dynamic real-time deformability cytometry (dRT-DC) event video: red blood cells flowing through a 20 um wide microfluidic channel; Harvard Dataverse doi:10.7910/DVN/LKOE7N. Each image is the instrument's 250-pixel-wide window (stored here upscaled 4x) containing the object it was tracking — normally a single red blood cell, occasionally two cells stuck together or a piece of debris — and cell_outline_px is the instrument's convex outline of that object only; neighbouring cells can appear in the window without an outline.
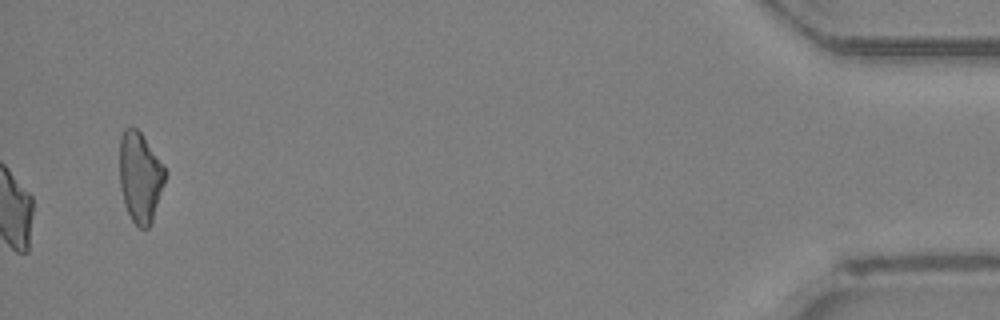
{"species": "Egyptian fruit bat (a non-hibernating species)", "species_latin": "Rousettus aegyptiacus", "temperature_condition": "room temperature", "stored_images_in_passage": 29, "camera_frame_rate_fps": 3000, "um_per_image_px": 0.085, "animal": {"sex": "female"}, "frame": {"image": 1, "passage_image": 29, "time_ms": 9.333, "image_size_px": [1000, 320], "cell_outline_px": [[168, 172], [152, 220], [148, 228], [140, 228], [132, 220], [124, 204], [120, 188], [120, 136], [124, 128], [136, 128], [140, 132], [164, 164]], "centroid_in_image_um": [11.92, 15.04], "position_along_channel_um": 423.3, "area_um2": 23.99}}